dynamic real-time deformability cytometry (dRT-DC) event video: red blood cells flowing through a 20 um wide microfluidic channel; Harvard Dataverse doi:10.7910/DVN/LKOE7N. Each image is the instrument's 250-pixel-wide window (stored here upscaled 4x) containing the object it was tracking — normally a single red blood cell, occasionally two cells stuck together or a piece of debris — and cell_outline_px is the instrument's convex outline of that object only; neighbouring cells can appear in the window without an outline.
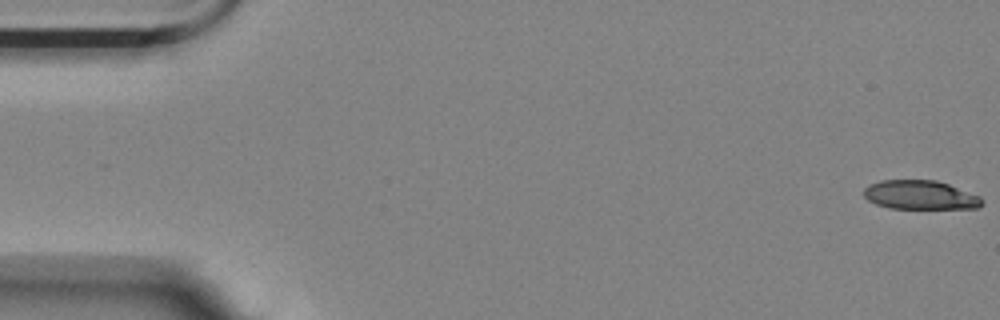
{"species": "Egyptian fruit bat (a non-hibernating species)", "species_latin": "Rousettus aegyptiacus", "temperature_condition": "room temperature", "stored_images_in_passage": 6, "camera_frame_rate_fps": 3000, "um_per_image_px": 0.085, "animal": {"sex": "female"}, "frame": {"image": 1, "passage_image": 1, "time_ms": 0.0, "image_size_px": [1000, 320], "cell_outline_px": [[984, 204], [976, 208], [888, 208], [876, 204], [868, 200], [864, 196], [864, 188], [880, 180], [936, 180], [948, 184], [980, 196], [984, 200]], "centroid_in_image_um": [78.23, 16.57], "position_along_channel_um": 6.8, "area_um2": 19.88}}